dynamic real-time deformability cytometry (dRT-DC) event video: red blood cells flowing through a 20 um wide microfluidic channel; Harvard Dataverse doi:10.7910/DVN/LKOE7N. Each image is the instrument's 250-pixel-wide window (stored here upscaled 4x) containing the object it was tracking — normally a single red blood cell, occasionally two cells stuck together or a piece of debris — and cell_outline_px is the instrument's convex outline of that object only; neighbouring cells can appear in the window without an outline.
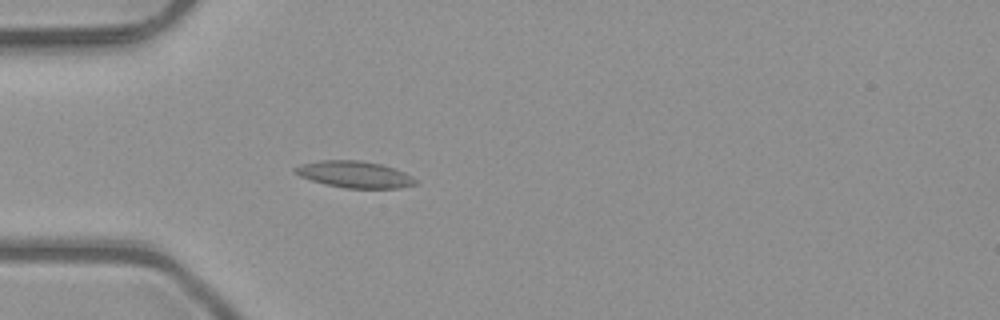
{"species": "common noctule bat (a hibernating species)", "species_latin": "Nyctalus noctula", "temperature_condition": "room temperature", "stored_images_in_passage": 5, "camera_frame_rate_fps": 3000, "um_per_image_px": 0.085, "animal": {"sex": "male", "body_mass_g": 23.1, "forearm_length_mm": 52.7}, "frame": {"image": 1, "passage_image": 5, "time_ms": 1.333, "image_size_px": [1000, 320], "cell_outline_px": [[420, 184], [400, 188], [344, 188], [324, 184], [300, 176], [292, 172], [292, 168], [300, 164], [320, 160], [360, 160], [380, 164], [404, 172], [420, 180]], "centroid_in_image_um": [30.15, 14.83], "position_along_channel_um": 54.8, "area_um2": 18.96}}